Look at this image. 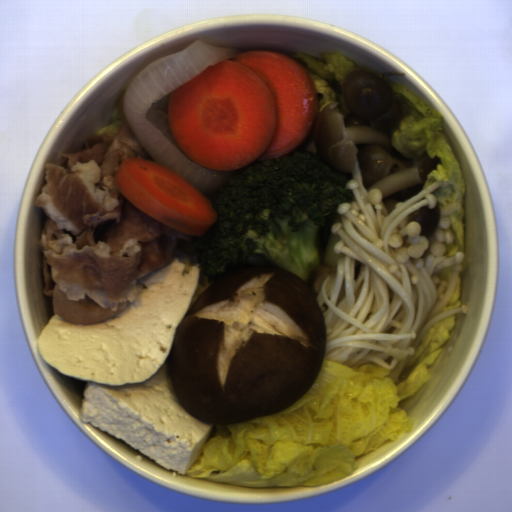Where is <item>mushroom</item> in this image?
<instances>
[{"mask_svg": "<svg viewBox=\"0 0 512 512\" xmlns=\"http://www.w3.org/2000/svg\"><path fill=\"white\" fill-rule=\"evenodd\" d=\"M326 348V320L302 278L280 266L239 265L179 322L166 377L187 413L232 425L294 405L318 378Z\"/></svg>", "mask_w": 512, "mask_h": 512, "instance_id": "mushroom-1", "label": "mushroom"}]
</instances>
